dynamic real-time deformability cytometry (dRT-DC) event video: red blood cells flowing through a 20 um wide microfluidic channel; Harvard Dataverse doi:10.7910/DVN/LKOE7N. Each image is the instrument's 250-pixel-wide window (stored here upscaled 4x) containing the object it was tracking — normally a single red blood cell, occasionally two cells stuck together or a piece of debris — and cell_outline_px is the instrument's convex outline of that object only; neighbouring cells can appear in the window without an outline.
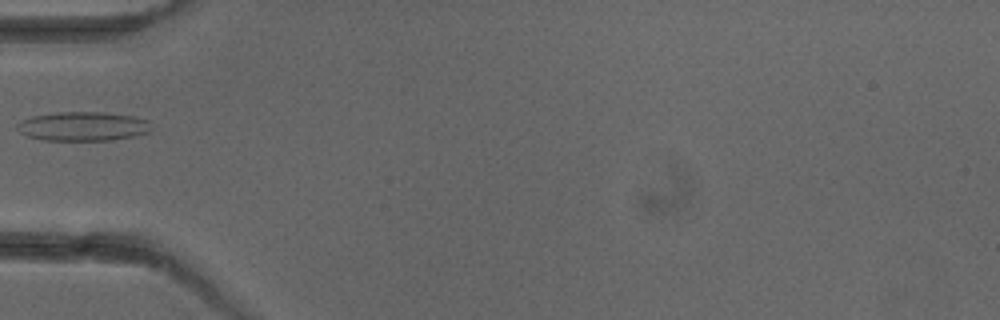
{"species": "common noctule bat (a hibernating species)", "species_latin": "Nyctalus noctula", "temperature_condition": "cold", "stored_images_in_passage": 1, "camera_frame_rate_fps": 3000, "um_per_image_px": 0.085, "animal": {"sex": "female"}, "frame": {"image": 1, "passage_image": 1, "time_ms": 0.0, "image_size_px": [1000, 320], "cell_outline_px": [[152, 132], [112, 140], [44, 140], [28, 136], [20, 132], [16, 128], [16, 124], [20, 120], [32, 116], [56, 112], [100, 112], [132, 116], [148, 120], [152, 128]], "centroid_in_image_um": [7.04, 10.73], "position_along_channel_um": 78.0, "area_um2": 22.83}}